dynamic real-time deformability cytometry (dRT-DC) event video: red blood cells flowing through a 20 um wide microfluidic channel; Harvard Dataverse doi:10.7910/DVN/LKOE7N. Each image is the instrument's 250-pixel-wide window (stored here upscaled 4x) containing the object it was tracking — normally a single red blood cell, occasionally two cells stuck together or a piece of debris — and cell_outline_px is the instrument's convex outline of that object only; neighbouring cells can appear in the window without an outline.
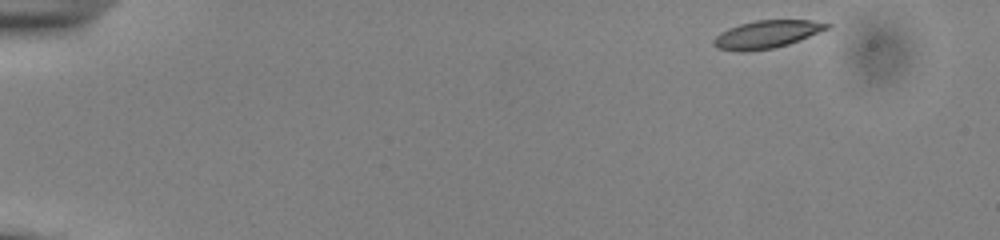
{"species": "common noctule bat (a hibernating species)", "species_latin": "Nyctalus noctula", "temperature_condition": "cold", "stored_images_in_passage": 49, "camera_frame_rate_fps": 3000, "um_per_image_px": 0.085, "animal": {"sex": "male", "body_mass_g": 13.0, "forearm_length_mm": 53.1}, "frame": {"image": 1, "passage_image": 1, "time_ms": 0.0, "image_size_px": [1000, 240], "cell_outline_px": [[832, 24], [828, 28], [788, 44], [772, 48], [744, 52], [740, 52], [716, 48], [712, 44], [712, 40], [720, 32], [728, 28], [740, 24], [756, 20], [812, 20]], "centroid_in_image_um": [65.11, 2.92], "position_along_channel_um": 19.9, "area_um2": 18.21}}
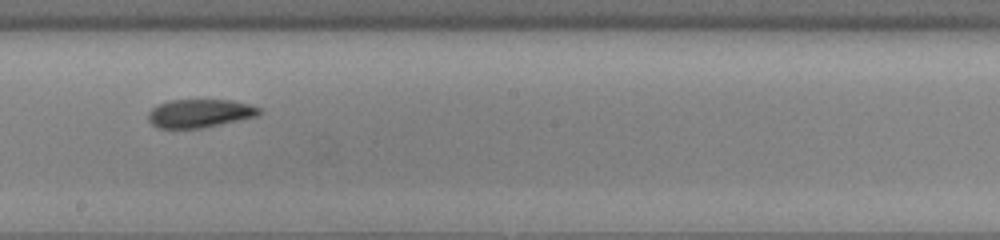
{"frame": {"image": 2, "passage_image": 27, "time_ms": 8.667, "image_size_px": [1000, 240], "cell_outline_px": [[264, 112], [256, 116], [240, 120], [200, 128], [160, 128], [152, 124], [148, 120], [148, 112], [156, 104], [168, 100], [232, 100], [264, 108]], "centroid_in_image_um": [17.0, 9.62], "position_along_channel_um": 231.2, "area_um2": 18.5}}
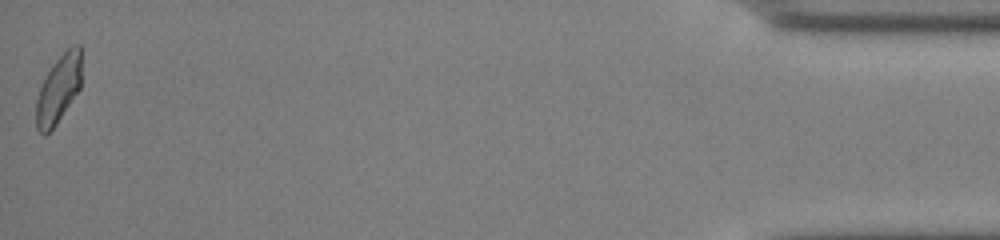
{"frame": {"image": 3, "passage_image": 49, "time_ms": 16.0, "image_size_px": [1000, 240], "cell_outline_px": [[80, 88], [56, 124], [44, 136], [36, 128], [36, 100], [40, 88], [48, 72], [56, 60], [72, 44], [80, 44]], "centroid_in_image_um": [4.96, 7.58], "position_along_channel_um": 430.2, "area_um2": 17.57}, "authors_computed_cell_mechanics": {"area_um2": 18.496, "velocity_mm_per_s": 3.8692, "shape_relaxation_time_tau1_ms": 4.8878, "shape_relaxation_time_tau2_ms": 3.1344, "deformation_change_tau1": 0.1373, "deformation_change_tau2": 0.087}}